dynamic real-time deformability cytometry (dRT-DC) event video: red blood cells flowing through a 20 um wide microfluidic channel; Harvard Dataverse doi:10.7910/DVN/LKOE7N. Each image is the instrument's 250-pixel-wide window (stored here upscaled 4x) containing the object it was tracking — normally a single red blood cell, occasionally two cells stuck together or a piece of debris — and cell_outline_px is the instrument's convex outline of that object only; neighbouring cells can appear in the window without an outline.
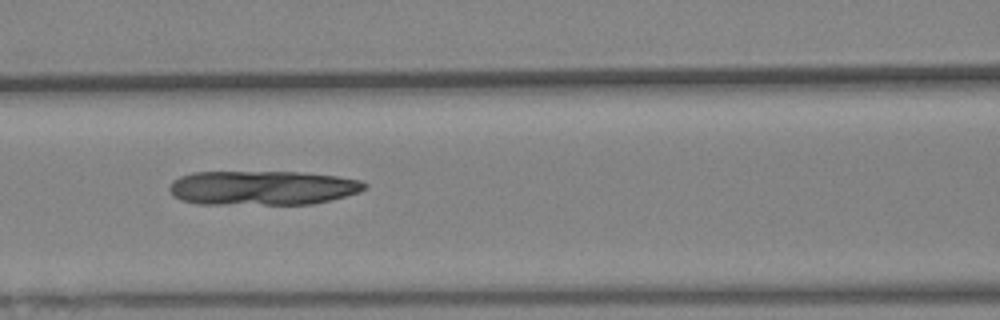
{"species": "Egyptian fruit bat (a non-hibernating species)", "species_latin": "Rousettus aegyptiacus", "temperature_condition": "warm", "stored_images_in_passage": 81, "camera_frame_rate_fps": 3000, "um_per_image_px": 0.085, "animal": {"sex": "female"}, "frame": {"image": 1, "passage_image": 34, "time_ms": 11.0, "image_size_px": [1000, 320], "cell_outline_px": [[368, 188], [360, 192], [312, 204], [196, 204], [180, 200], [168, 188], [172, 180], [180, 176], [192, 172], [300, 172], [336, 176], [360, 180], [368, 184]], "centroid_in_image_um": [22.3, 15.97], "position_along_channel_um": 144.3, "area_um2": 39.25}}
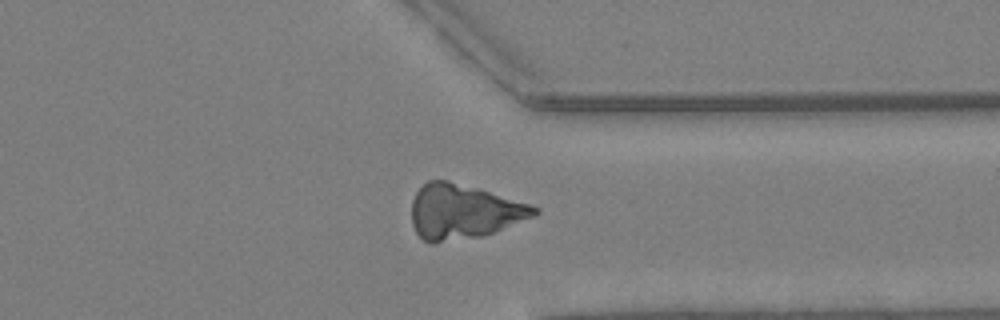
{"frame": {"image": 2, "passage_image": 62, "time_ms": 20.333, "image_size_px": [1000, 320], "cell_outline_px": [[540, 212], [536, 216], [484, 236], [432, 244], [424, 240], [416, 232], [412, 224], [412, 200], [416, 192], [428, 180], [448, 180], [532, 204], [540, 208]], "centroid_in_image_um": [39.42, 18.01], "position_along_channel_um": 372.0, "area_um2": 39.25}}
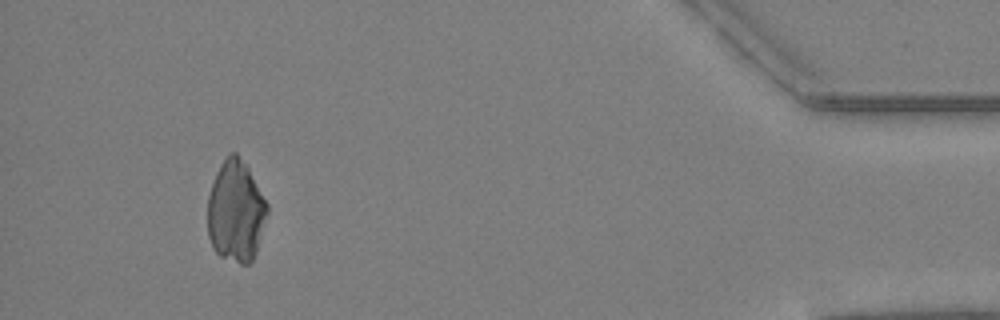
{"frame": {"image": 3, "passage_image": 75, "time_ms": 24.667, "image_size_px": [1000, 320], "cell_outline_px": [[268, 212], [256, 252], [252, 260], [248, 264], [240, 264], [220, 256], [212, 248], [208, 236], [208, 196], [216, 172], [224, 156], [228, 152], [236, 152], [248, 168], [268, 204]], "centroid_in_image_um": [20.03, 17.96], "position_along_channel_um": 415.2, "area_um2": 35.37}}